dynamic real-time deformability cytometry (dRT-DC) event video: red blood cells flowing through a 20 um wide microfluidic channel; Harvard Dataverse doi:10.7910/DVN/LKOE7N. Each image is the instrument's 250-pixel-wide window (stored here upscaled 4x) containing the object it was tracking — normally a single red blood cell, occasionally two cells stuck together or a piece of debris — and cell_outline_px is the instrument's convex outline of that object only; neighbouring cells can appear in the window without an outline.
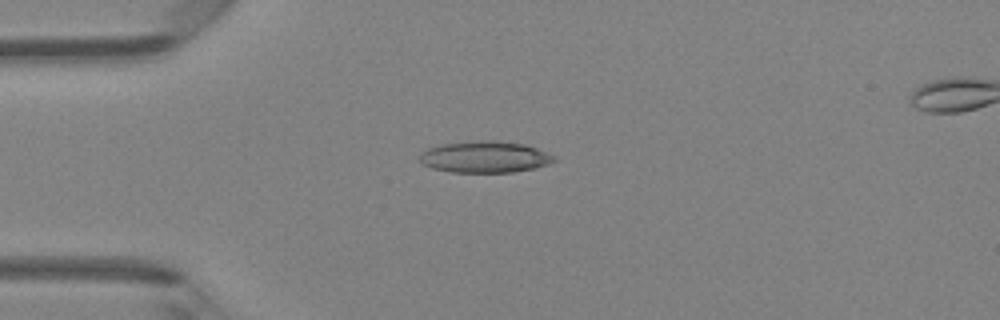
{"species": "Egyptian fruit bat (a non-hibernating species)", "species_latin": "Rousettus aegyptiacus", "temperature_condition": "room temperature", "stored_images_in_passage": 5, "camera_frame_rate_fps": 3000, "um_per_image_px": 0.085, "animal": {"sex": "female"}, "frame": {"image": 1, "passage_image": 4, "time_ms": 1.0, "image_size_px": [1000, 320], "cell_outline_px": [[556, 160], [548, 164], [536, 168], [512, 172], [452, 172], [432, 168], [424, 164], [420, 160], [420, 156], [428, 148], [440, 144], [480, 140], [500, 140], [524, 144], [536, 148], [556, 156]], "centroid_in_image_um": [41.25, 13.33], "position_along_channel_um": 43.7, "area_um2": 24.68}}